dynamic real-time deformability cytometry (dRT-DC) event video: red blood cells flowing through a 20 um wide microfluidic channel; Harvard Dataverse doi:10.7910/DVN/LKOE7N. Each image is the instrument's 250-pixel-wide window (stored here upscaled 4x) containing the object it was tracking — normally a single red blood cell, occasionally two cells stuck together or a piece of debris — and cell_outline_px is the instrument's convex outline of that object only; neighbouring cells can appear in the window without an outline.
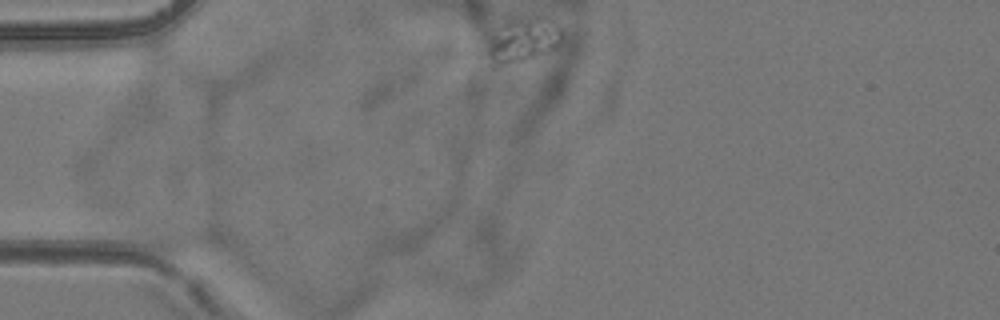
{"species": "common noctule bat (a hibernating species)", "species_latin": "Nyctalus noctula", "temperature_condition": "room temperature", "stored_images_in_passage": 1, "camera_frame_rate_fps": 3000, "um_per_image_px": 0.085, "animal": {"sex": "female", "body_mass_g": 24.6, "forearm_length_mm": 56.2}, "frame": {"image": 1, "passage_image": 1, "time_ms": 0.0, "image_size_px": [1000, 320], "cell_outline_px": [[564, 40], [552, 48], [544, 52], [520, 60], [500, 60], [492, 56], [488, 52], [488, 48], [492, 36], [496, 28], [500, 24], [508, 20], [536, 16], [548, 16], [560, 24], [564, 32]], "centroid_in_image_um": [44.63, 3.22], "position_along_channel_um": 40.4, "area_um2": 18.26}}